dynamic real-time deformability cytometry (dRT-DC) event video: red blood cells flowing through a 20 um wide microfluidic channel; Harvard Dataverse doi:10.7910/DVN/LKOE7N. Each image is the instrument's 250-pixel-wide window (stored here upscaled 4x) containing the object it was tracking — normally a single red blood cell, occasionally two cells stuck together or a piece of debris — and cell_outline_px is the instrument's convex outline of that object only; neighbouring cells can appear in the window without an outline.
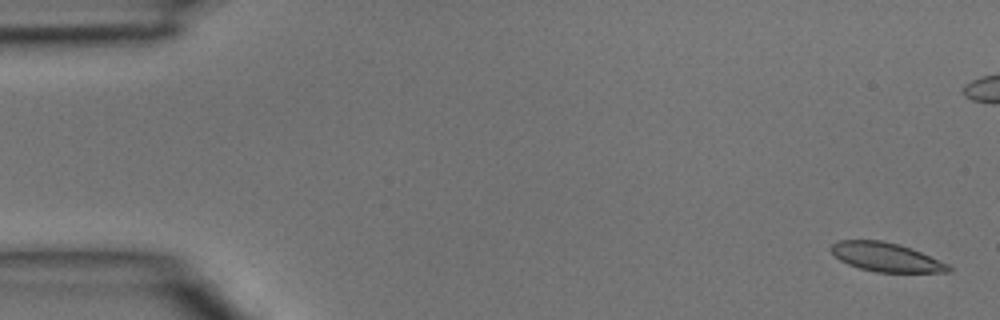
{"species": "common noctule bat (a hibernating species)", "species_latin": "Nyctalus noctula", "temperature_condition": "room temperature", "stored_images_in_passage": 4, "camera_frame_rate_fps": 3000, "um_per_image_px": 0.085, "animal": {"sex": "male", "body_mass_g": 15.6}, "frame": {"image": 1, "passage_image": 1, "time_ms": 0.0, "image_size_px": [1000, 320], "cell_outline_px": [[952, 272], [876, 272], [860, 268], [848, 264], [840, 260], [828, 248], [832, 244], [840, 240], [884, 240], [900, 244], [912, 248], [948, 264], [952, 268]], "centroid_in_image_um": [75.32, 21.85], "position_along_channel_um": 9.7, "area_um2": 19.83}}